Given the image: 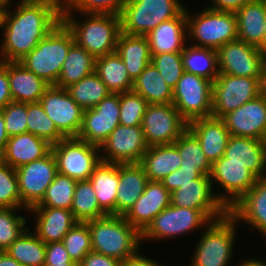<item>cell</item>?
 Listing matches in <instances>:
<instances>
[{"mask_svg": "<svg viewBox=\"0 0 266 266\" xmlns=\"http://www.w3.org/2000/svg\"><path fill=\"white\" fill-rule=\"evenodd\" d=\"M63 0H20L4 16L0 61L19 62L62 21Z\"/></svg>", "mask_w": 266, "mask_h": 266, "instance_id": "cell-1", "label": "cell"}, {"mask_svg": "<svg viewBox=\"0 0 266 266\" xmlns=\"http://www.w3.org/2000/svg\"><path fill=\"white\" fill-rule=\"evenodd\" d=\"M71 13L62 11V22L72 32L78 46L86 49L95 59L116 52L121 34L119 15L82 13L85 21L80 23Z\"/></svg>", "mask_w": 266, "mask_h": 266, "instance_id": "cell-2", "label": "cell"}, {"mask_svg": "<svg viewBox=\"0 0 266 266\" xmlns=\"http://www.w3.org/2000/svg\"><path fill=\"white\" fill-rule=\"evenodd\" d=\"M86 223L90 231L92 251L119 261L139 252L141 233L124 216L106 215Z\"/></svg>", "mask_w": 266, "mask_h": 266, "instance_id": "cell-3", "label": "cell"}, {"mask_svg": "<svg viewBox=\"0 0 266 266\" xmlns=\"http://www.w3.org/2000/svg\"><path fill=\"white\" fill-rule=\"evenodd\" d=\"M75 43L72 32L61 21L19 62L49 85H56L70 47Z\"/></svg>", "mask_w": 266, "mask_h": 266, "instance_id": "cell-4", "label": "cell"}, {"mask_svg": "<svg viewBox=\"0 0 266 266\" xmlns=\"http://www.w3.org/2000/svg\"><path fill=\"white\" fill-rule=\"evenodd\" d=\"M180 0H127L120 13L121 32L146 36L161 22L177 17L185 6Z\"/></svg>", "mask_w": 266, "mask_h": 266, "instance_id": "cell-5", "label": "cell"}, {"mask_svg": "<svg viewBox=\"0 0 266 266\" xmlns=\"http://www.w3.org/2000/svg\"><path fill=\"white\" fill-rule=\"evenodd\" d=\"M237 221L227 213L212 221L198 241L190 266H228L234 249Z\"/></svg>", "mask_w": 266, "mask_h": 266, "instance_id": "cell-6", "label": "cell"}, {"mask_svg": "<svg viewBox=\"0 0 266 266\" xmlns=\"http://www.w3.org/2000/svg\"><path fill=\"white\" fill-rule=\"evenodd\" d=\"M187 34L197 40L195 47L217 50L222 45L237 40V19L233 12L203 9L197 16L187 11ZM190 13V14H189ZM195 16V17H194Z\"/></svg>", "mask_w": 266, "mask_h": 266, "instance_id": "cell-7", "label": "cell"}, {"mask_svg": "<svg viewBox=\"0 0 266 266\" xmlns=\"http://www.w3.org/2000/svg\"><path fill=\"white\" fill-rule=\"evenodd\" d=\"M58 173L76 181L88 180L101 162L100 147L77 137H65L51 146ZM98 154V155H97Z\"/></svg>", "mask_w": 266, "mask_h": 266, "instance_id": "cell-8", "label": "cell"}, {"mask_svg": "<svg viewBox=\"0 0 266 266\" xmlns=\"http://www.w3.org/2000/svg\"><path fill=\"white\" fill-rule=\"evenodd\" d=\"M213 83L196 74L184 72L173 89L172 104L189 123L210 117L212 113Z\"/></svg>", "mask_w": 266, "mask_h": 266, "instance_id": "cell-9", "label": "cell"}, {"mask_svg": "<svg viewBox=\"0 0 266 266\" xmlns=\"http://www.w3.org/2000/svg\"><path fill=\"white\" fill-rule=\"evenodd\" d=\"M260 77L219 74L213 82L212 117L222 118L260 95Z\"/></svg>", "mask_w": 266, "mask_h": 266, "instance_id": "cell-10", "label": "cell"}, {"mask_svg": "<svg viewBox=\"0 0 266 266\" xmlns=\"http://www.w3.org/2000/svg\"><path fill=\"white\" fill-rule=\"evenodd\" d=\"M211 222L212 220L202 210L170 205L162 210L141 233V241L182 236Z\"/></svg>", "mask_w": 266, "mask_h": 266, "instance_id": "cell-11", "label": "cell"}, {"mask_svg": "<svg viewBox=\"0 0 266 266\" xmlns=\"http://www.w3.org/2000/svg\"><path fill=\"white\" fill-rule=\"evenodd\" d=\"M141 128L148 146L174 144L188 129V122L172 103L149 104Z\"/></svg>", "mask_w": 266, "mask_h": 266, "instance_id": "cell-12", "label": "cell"}, {"mask_svg": "<svg viewBox=\"0 0 266 266\" xmlns=\"http://www.w3.org/2000/svg\"><path fill=\"white\" fill-rule=\"evenodd\" d=\"M15 171L21 195V208L25 210L42 201L48 186L58 173L52 151L41 159L18 167Z\"/></svg>", "mask_w": 266, "mask_h": 266, "instance_id": "cell-13", "label": "cell"}, {"mask_svg": "<svg viewBox=\"0 0 266 266\" xmlns=\"http://www.w3.org/2000/svg\"><path fill=\"white\" fill-rule=\"evenodd\" d=\"M148 148L141 125L119 124L100 146L104 154L100 158L107 163H140Z\"/></svg>", "mask_w": 266, "mask_h": 266, "instance_id": "cell-14", "label": "cell"}, {"mask_svg": "<svg viewBox=\"0 0 266 266\" xmlns=\"http://www.w3.org/2000/svg\"><path fill=\"white\" fill-rule=\"evenodd\" d=\"M209 177L213 183L212 188L214 182L223 186L225 194L221 193L217 198L227 210L237 203L257 180V177L243 164L226 162L225 155L212 163Z\"/></svg>", "mask_w": 266, "mask_h": 266, "instance_id": "cell-15", "label": "cell"}, {"mask_svg": "<svg viewBox=\"0 0 266 266\" xmlns=\"http://www.w3.org/2000/svg\"><path fill=\"white\" fill-rule=\"evenodd\" d=\"M119 117V94L111 93L95 107L84 110L77 138L100 147L120 124Z\"/></svg>", "mask_w": 266, "mask_h": 266, "instance_id": "cell-16", "label": "cell"}, {"mask_svg": "<svg viewBox=\"0 0 266 266\" xmlns=\"http://www.w3.org/2000/svg\"><path fill=\"white\" fill-rule=\"evenodd\" d=\"M39 102L65 137H77L84 110L72 99L67 89L50 85Z\"/></svg>", "mask_w": 266, "mask_h": 266, "instance_id": "cell-17", "label": "cell"}, {"mask_svg": "<svg viewBox=\"0 0 266 266\" xmlns=\"http://www.w3.org/2000/svg\"><path fill=\"white\" fill-rule=\"evenodd\" d=\"M219 74L260 77L265 56L258 47L234 40L217 50Z\"/></svg>", "mask_w": 266, "mask_h": 266, "instance_id": "cell-18", "label": "cell"}, {"mask_svg": "<svg viewBox=\"0 0 266 266\" xmlns=\"http://www.w3.org/2000/svg\"><path fill=\"white\" fill-rule=\"evenodd\" d=\"M209 176H200L171 193V205L202 210L212 221L224 217L228 210L213 193Z\"/></svg>", "mask_w": 266, "mask_h": 266, "instance_id": "cell-19", "label": "cell"}, {"mask_svg": "<svg viewBox=\"0 0 266 266\" xmlns=\"http://www.w3.org/2000/svg\"><path fill=\"white\" fill-rule=\"evenodd\" d=\"M221 119L230 135L266 141V100L260 95Z\"/></svg>", "mask_w": 266, "mask_h": 266, "instance_id": "cell-20", "label": "cell"}, {"mask_svg": "<svg viewBox=\"0 0 266 266\" xmlns=\"http://www.w3.org/2000/svg\"><path fill=\"white\" fill-rule=\"evenodd\" d=\"M171 205V193L161 182L149 181L143 194L124 216L134 228L142 233L152 220Z\"/></svg>", "mask_w": 266, "mask_h": 266, "instance_id": "cell-21", "label": "cell"}, {"mask_svg": "<svg viewBox=\"0 0 266 266\" xmlns=\"http://www.w3.org/2000/svg\"><path fill=\"white\" fill-rule=\"evenodd\" d=\"M238 222L244 221L266 237V176L257 178L254 186L229 210Z\"/></svg>", "mask_w": 266, "mask_h": 266, "instance_id": "cell-22", "label": "cell"}, {"mask_svg": "<svg viewBox=\"0 0 266 266\" xmlns=\"http://www.w3.org/2000/svg\"><path fill=\"white\" fill-rule=\"evenodd\" d=\"M188 129L200 142L202 150L211 164L225 154L231 135L221 118L212 116L198 118L188 123Z\"/></svg>", "mask_w": 266, "mask_h": 266, "instance_id": "cell-23", "label": "cell"}, {"mask_svg": "<svg viewBox=\"0 0 266 266\" xmlns=\"http://www.w3.org/2000/svg\"><path fill=\"white\" fill-rule=\"evenodd\" d=\"M224 155L226 162L243 164L257 178L266 176V141L231 135Z\"/></svg>", "mask_w": 266, "mask_h": 266, "instance_id": "cell-24", "label": "cell"}, {"mask_svg": "<svg viewBox=\"0 0 266 266\" xmlns=\"http://www.w3.org/2000/svg\"><path fill=\"white\" fill-rule=\"evenodd\" d=\"M30 212L36 214L35 235L45 244L62 242L70 229L78 222L71 210L52 207H32Z\"/></svg>", "mask_w": 266, "mask_h": 266, "instance_id": "cell-25", "label": "cell"}, {"mask_svg": "<svg viewBox=\"0 0 266 266\" xmlns=\"http://www.w3.org/2000/svg\"><path fill=\"white\" fill-rule=\"evenodd\" d=\"M186 8L175 18L161 22L146 35L150 54L182 52L185 48L187 33Z\"/></svg>", "mask_w": 266, "mask_h": 266, "instance_id": "cell-26", "label": "cell"}, {"mask_svg": "<svg viewBox=\"0 0 266 266\" xmlns=\"http://www.w3.org/2000/svg\"><path fill=\"white\" fill-rule=\"evenodd\" d=\"M51 144L32 133H21L9 137L0 159L13 169L45 157L51 151Z\"/></svg>", "mask_w": 266, "mask_h": 266, "instance_id": "cell-27", "label": "cell"}, {"mask_svg": "<svg viewBox=\"0 0 266 266\" xmlns=\"http://www.w3.org/2000/svg\"><path fill=\"white\" fill-rule=\"evenodd\" d=\"M149 179L139 163L119 164L116 215L125 216L143 194Z\"/></svg>", "mask_w": 266, "mask_h": 266, "instance_id": "cell-28", "label": "cell"}, {"mask_svg": "<svg viewBox=\"0 0 266 266\" xmlns=\"http://www.w3.org/2000/svg\"><path fill=\"white\" fill-rule=\"evenodd\" d=\"M9 87L13 102H39L45 90L50 86L20 62L7 61Z\"/></svg>", "mask_w": 266, "mask_h": 266, "instance_id": "cell-29", "label": "cell"}, {"mask_svg": "<svg viewBox=\"0 0 266 266\" xmlns=\"http://www.w3.org/2000/svg\"><path fill=\"white\" fill-rule=\"evenodd\" d=\"M88 180L93 186L100 208L107 215H116L119 164L101 161Z\"/></svg>", "mask_w": 266, "mask_h": 266, "instance_id": "cell-30", "label": "cell"}, {"mask_svg": "<svg viewBox=\"0 0 266 266\" xmlns=\"http://www.w3.org/2000/svg\"><path fill=\"white\" fill-rule=\"evenodd\" d=\"M116 53L121 57L132 81L151 63L146 36L128 35L121 32L116 45Z\"/></svg>", "mask_w": 266, "mask_h": 266, "instance_id": "cell-31", "label": "cell"}, {"mask_svg": "<svg viewBox=\"0 0 266 266\" xmlns=\"http://www.w3.org/2000/svg\"><path fill=\"white\" fill-rule=\"evenodd\" d=\"M182 158L175 144L149 146L140 165L149 181L160 182L165 176L180 168Z\"/></svg>", "mask_w": 266, "mask_h": 266, "instance_id": "cell-32", "label": "cell"}, {"mask_svg": "<svg viewBox=\"0 0 266 266\" xmlns=\"http://www.w3.org/2000/svg\"><path fill=\"white\" fill-rule=\"evenodd\" d=\"M235 15L237 19V39L259 47L264 37L266 5L261 0H253L235 12Z\"/></svg>", "mask_w": 266, "mask_h": 266, "instance_id": "cell-33", "label": "cell"}, {"mask_svg": "<svg viewBox=\"0 0 266 266\" xmlns=\"http://www.w3.org/2000/svg\"><path fill=\"white\" fill-rule=\"evenodd\" d=\"M95 73L113 94L130 92L133 89V81L128 76L125 64L116 52L97 58Z\"/></svg>", "mask_w": 266, "mask_h": 266, "instance_id": "cell-34", "label": "cell"}, {"mask_svg": "<svg viewBox=\"0 0 266 266\" xmlns=\"http://www.w3.org/2000/svg\"><path fill=\"white\" fill-rule=\"evenodd\" d=\"M132 91L142 96L148 104H169L173 100V89L152 63L133 81Z\"/></svg>", "mask_w": 266, "mask_h": 266, "instance_id": "cell-35", "label": "cell"}, {"mask_svg": "<svg viewBox=\"0 0 266 266\" xmlns=\"http://www.w3.org/2000/svg\"><path fill=\"white\" fill-rule=\"evenodd\" d=\"M95 58L84 48L74 43L63 62L60 76L55 86L67 88L95 72Z\"/></svg>", "mask_w": 266, "mask_h": 266, "instance_id": "cell-36", "label": "cell"}, {"mask_svg": "<svg viewBox=\"0 0 266 266\" xmlns=\"http://www.w3.org/2000/svg\"><path fill=\"white\" fill-rule=\"evenodd\" d=\"M181 55L185 72L196 74L212 83L219 75L215 49L186 45Z\"/></svg>", "mask_w": 266, "mask_h": 266, "instance_id": "cell-37", "label": "cell"}, {"mask_svg": "<svg viewBox=\"0 0 266 266\" xmlns=\"http://www.w3.org/2000/svg\"><path fill=\"white\" fill-rule=\"evenodd\" d=\"M21 266H44L46 244L28 229L12 243L5 251Z\"/></svg>", "mask_w": 266, "mask_h": 266, "instance_id": "cell-38", "label": "cell"}, {"mask_svg": "<svg viewBox=\"0 0 266 266\" xmlns=\"http://www.w3.org/2000/svg\"><path fill=\"white\" fill-rule=\"evenodd\" d=\"M72 99L83 109L95 107L111 94L105 83L94 72L66 88Z\"/></svg>", "mask_w": 266, "mask_h": 266, "instance_id": "cell-39", "label": "cell"}, {"mask_svg": "<svg viewBox=\"0 0 266 266\" xmlns=\"http://www.w3.org/2000/svg\"><path fill=\"white\" fill-rule=\"evenodd\" d=\"M174 144L178 149L179 156L182 158L180 168L200 170L204 175H210L212 164L206 158L200 142L189 129Z\"/></svg>", "mask_w": 266, "mask_h": 266, "instance_id": "cell-40", "label": "cell"}, {"mask_svg": "<svg viewBox=\"0 0 266 266\" xmlns=\"http://www.w3.org/2000/svg\"><path fill=\"white\" fill-rule=\"evenodd\" d=\"M71 211L78 222H87L107 215L100 208L89 180L77 181Z\"/></svg>", "mask_w": 266, "mask_h": 266, "instance_id": "cell-41", "label": "cell"}, {"mask_svg": "<svg viewBox=\"0 0 266 266\" xmlns=\"http://www.w3.org/2000/svg\"><path fill=\"white\" fill-rule=\"evenodd\" d=\"M27 132L46 140L51 145L65 138L40 102L27 103Z\"/></svg>", "mask_w": 266, "mask_h": 266, "instance_id": "cell-42", "label": "cell"}, {"mask_svg": "<svg viewBox=\"0 0 266 266\" xmlns=\"http://www.w3.org/2000/svg\"><path fill=\"white\" fill-rule=\"evenodd\" d=\"M77 181L57 173L48 186L42 201L34 207H52L71 210Z\"/></svg>", "mask_w": 266, "mask_h": 266, "instance_id": "cell-43", "label": "cell"}, {"mask_svg": "<svg viewBox=\"0 0 266 266\" xmlns=\"http://www.w3.org/2000/svg\"><path fill=\"white\" fill-rule=\"evenodd\" d=\"M72 261L80 263L92 251L91 236L86 222H77L63 238Z\"/></svg>", "mask_w": 266, "mask_h": 266, "instance_id": "cell-44", "label": "cell"}, {"mask_svg": "<svg viewBox=\"0 0 266 266\" xmlns=\"http://www.w3.org/2000/svg\"><path fill=\"white\" fill-rule=\"evenodd\" d=\"M18 209L21 208H0V252H5L27 229L26 218L15 214Z\"/></svg>", "mask_w": 266, "mask_h": 266, "instance_id": "cell-45", "label": "cell"}, {"mask_svg": "<svg viewBox=\"0 0 266 266\" xmlns=\"http://www.w3.org/2000/svg\"><path fill=\"white\" fill-rule=\"evenodd\" d=\"M120 124L138 126L148 107L146 100L133 91L119 94Z\"/></svg>", "mask_w": 266, "mask_h": 266, "instance_id": "cell-46", "label": "cell"}, {"mask_svg": "<svg viewBox=\"0 0 266 266\" xmlns=\"http://www.w3.org/2000/svg\"><path fill=\"white\" fill-rule=\"evenodd\" d=\"M151 63L172 89L176 87L177 82L185 72L181 52H165L151 55Z\"/></svg>", "mask_w": 266, "mask_h": 266, "instance_id": "cell-47", "label": "cell"}, {"mask_svg": "<svg viewBox=\"0 0 266 266\" xmlns=\"http://www.w3.org/2000/svg\"><path fill=\"white\" fill-rule=\"evenodd\" d=\"M21 208V195L15 169L0 159V208Z\"/></svg>", "mask_w": 266, "mask_h": 266, "instance_id": "cell-48", "label": "cell"}, {"mask_svg": "<svg viewBox=\"0 0 266 266\" xmlns=\"http://www.w3.org/2000/svg\"><path fill=\"white\" fill-rule=\"evenodd\" d=\"M127 0H63L62 11L120 15Z\"/></svg>", "mask_w": 266, "mask_h": 266, "instance_id": "cell-49", "label": "cell"}, {"mask_svg": "<svg viewBox=\"0 0 266 266\" xmlns=\"http://www.w3.org/2000/svg\"><path fill=\"white\" fill-rule=\"evenodd\" d=\"M2 113L9 137L27 133V103H8Z\"/></svg>", "mask_w": 266, "mask_h": 266, "instance_id": "cell-50", "label": "cell"}, {"mask_svg": "<svg viewBox=\"0 0 266 266\" xmlns=\"http://www.w3.org/2000/svg\"><path fill=\"white\" fill-rule=\"evenodd\" d=\"M200 176L206 175H204L200 170H188L179 168L176 171L165 176L160 182L170 193H172L181 185L192 183V180L198 179Z\"/></svg>", "mask_w": 266, "mask_h": 266, "instance_id": "cell-51", "label": "cell"}, {"mask_svg": "<svg viewBox=\"0 0 266 266\" xmlns=\"http://www.w3.org/2000/svg\"><path fill=\"white\" fill-rule=\"evenodd\" d=\"M72 261L62 242H50L46 244V258L44 266H55Z\"/></svg>", "mask_w": 266, "mask_h": 266, "instance_id": "cell-52", "label": "cell"}, {"mask_svg": "<svg viewBox=\"0 0 266 266\" xmlns=\"http://www.w3.org/2000/svg\"><path fill=\"white\" fill-rule=\"evenodd\" d=\"M13 102L7 73V61H0V110Z\"/></svg>", "mask_w": 266, "mask_h": 266, "instance_id": "cell-53", "label": "cell"}, {"mask_svg": "<svg viewBox=\"0 0 266 266\" xmlns=\"http://www.w3.org/2000/svg\"><path fill=\"white\" fill-rule=\"evenodd\" d=\"M80 266H120V261L114 257L91 251L80 262Z\"/></svg>", "mask_w": 266, "mask_h": 266, "instance_id": "cell-54", "label": "cell"}, {"mask_svg": "<svg viewBox=\"0 0 266 266\" xmlns=\"http://www.w3.org/2000/svg\"><path fill=\"white\" fill-rule=\"evenodd\" d=\"M253 0H212V5L206 7L210 10L223 11V12H237L245 4Z\"/></svg>", "mask_w": 266, "mask_h": 266, "instance_id": "cell-55", "label": "cell"}, {"mask_svg": "<svg viewBox=\"0 0 266 266\" xmlns=\"http://www.w3.org/2000/svg\"><path fill=\"white\" fill-rule=\"evenodd\" d=\"M139 254L140 253H137L131 258L120 261V266H163L160 265L159 262H156L155 260L149 259L148 257Z\"/></svg>", "mask_w": 266, "mask_h": 266, "instance_id": "cell-56", "label": "cell"}, {"mask_svg": "<svg viewBox=\"0 0 266 266\" xmlns=\"http://www.w3.org/2000/svg\"><path fill=\"white\" fill-rule=\"evenodd\" d=\"M9 136L5 130L2 110H0V156L4 153Z\"/></svg>", "mask_w": 266, "mask_h": 266, "instance_id": "cell-57", "label": "cell"}, {"mask_svg": "<svg viewBox=\"0 0 266 266\" xmlns=\"http://www.w3.org/2000/svg\"><path fill=\"white\" fill-rule=\"evenodd\" d=\"M260 96L266 100V58L264 60L259 79Z\"/></svg>", "mask_w": 266, "mask_h": 266, "instance_id": "cell-58", "label": "cell"}, {"mask_svg": "<svg viewBox=\"0 0 266 266\" xmlns=\"http://www.w3.org/2000/svg\"><path fill=\"white\" fill-rule=\"evenodd\" d=\"M0 266H21L14 258L5 252H0Z\"/></svg>", "mask_w": 266, "mask_h": 266, "instance_id": "cell-59", "label": "cell"}, {"mask_svg": "<svg viewBox=\"0 0 266 266\" xmlns=\"http://www.w3.org/2000/svg\"><path fill=\"white\" fill-rule=\"evenodd\" d=\"M239 266H266L265 260H257V258L243 260Z\"/></svg>", "mask_w": 266, "mask_h": 266, "instance_id": "cell-60", "label": "cell"}, {"mask_svg": "<svg viewBox=\"0 0 266 266\" xmlns=\"http://www.w3.org/2000/svg\"><path fill=\"white\" fill-rule=\"evenodd\" d=\"M261 53L266 57V18L264 21V37L262 44L258 47Z\"/></svg>", "mask_w": 266, "mask_h": 266, "instance_id": "cell-61", "label": "cell"}, {"mask_svg": "<svg viewBox=\"0 0 266 266\" xmlns=\"http://www.w3.org/2000/svg\"><path fill=\"white\" fill-rule=\"evenodd\" d=\"M9 3H11V0H0V9L7 12L9 10V6L11 5Z\"/></svg>", "mask_w": 266, "mask_h": 266, "instance_id": "cell-62", "label": "cell"}, {"mask_svg": "<svg viewBox=\"0 0 266 266\" xmlns=\"http://www.w3.org/2000/svg\"><path fill=\"white\" fill-rule=\"evenodd\" d=\"M5 13L6 11H4L3 9H0V28H3Z\"/></svg>", "mask_w": 266, "mask_h": 266, "instance_id": "cell-63", "label": "cell"}, {"mask_svg": "<svg viewBox=\"0 0 266 266\" xmlns=\"http://www.w3.org/2000/svg\"><path fill=\"white\" fill-rule=\"evenodd\" d=\"M55 266H80V263L78 262H69L66 264H59V265H55Z\"/></svg>", "mask_w": 266, "mask_h": 266, "instance_id": "cell-64", "label": "cell"}]
</instances>
